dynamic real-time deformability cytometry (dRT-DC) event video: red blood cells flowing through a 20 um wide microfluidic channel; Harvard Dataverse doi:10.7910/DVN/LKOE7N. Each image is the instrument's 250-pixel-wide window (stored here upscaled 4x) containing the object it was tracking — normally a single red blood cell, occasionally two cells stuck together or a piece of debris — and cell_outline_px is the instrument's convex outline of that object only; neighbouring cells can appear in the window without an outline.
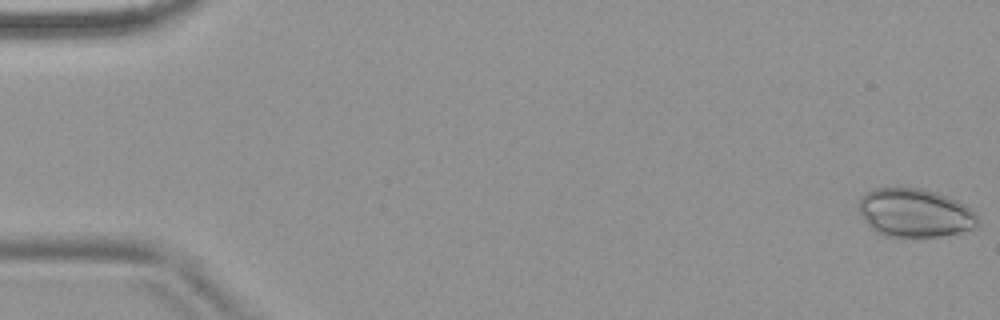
{"species": "common noctule bat (a hibernating species)", "species_latin": "Nyctalus noctula", "temperature_condition": "warm", "stored_images_in_passage": 5, "camera_frame_rate_fps": 3000, "um_per_image_px": 0.085, "animal": {"sex": "female", "body_mass_g": 18.4}, "frame": {"image": 1, "passage_image": 1, "time_ms": 0.0, "image_size_px": [1000, 320], "cell_outline_px": [[980, 220], [972, 228], [960, 232], [940, 236], [884, 236], [876, 232], [864, 220], [860, 212], [860, 196], [864, 192], [872, 188], [924, 188], [936, 192], [956, 200], [964, 204], [976, 212]], "centroid_in_image_um": [77.76, 18.08], "position_along_channel_um": 7.2, "area_um2": 33.58}}